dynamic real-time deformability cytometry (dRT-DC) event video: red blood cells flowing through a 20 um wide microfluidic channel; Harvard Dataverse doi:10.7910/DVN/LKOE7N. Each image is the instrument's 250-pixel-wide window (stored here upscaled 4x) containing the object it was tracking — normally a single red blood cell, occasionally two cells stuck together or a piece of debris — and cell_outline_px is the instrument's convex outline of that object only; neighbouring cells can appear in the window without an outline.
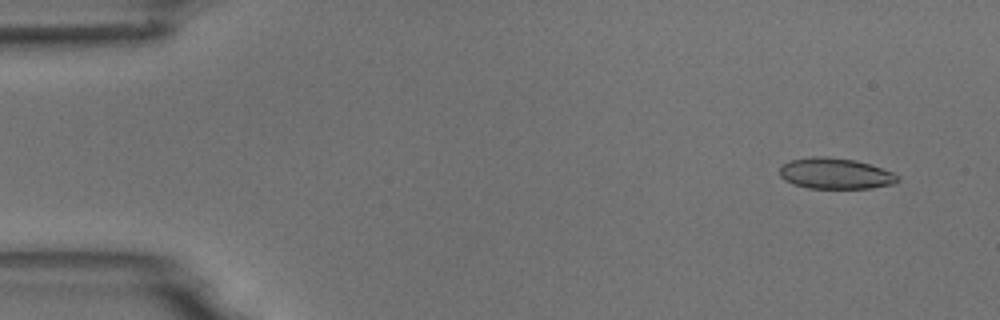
{"species": "common noctule bat (a hibernating species)", "species_latin": "Nyctalus noctula", "temperature_condition": "room temperature", "stored_images_in_passage": 5, "camera_frame_rate_fps": 3000, "um_per_image_px": 0.085, "animal": {"sex": "male", "body_mass_g": 18.8}, "frame": {"image": 1, "passage_image": 2, "time_ms": 1.0, "image_size_px": [1000, 320], "cell_outline_px": [[900, 180], [892, 184], [872, 188], [808, 188], [792, 184], [784, 180], [780, 176], [780, 168], [784, 164], [792, 160], [812, 156], [828, 156], [856, 160], [892, 172], [900, 176]], "centroid_in_image_um": [71.0, 14.75], "position_along_channel_um": 14.0, "area_um2": 21.27}}
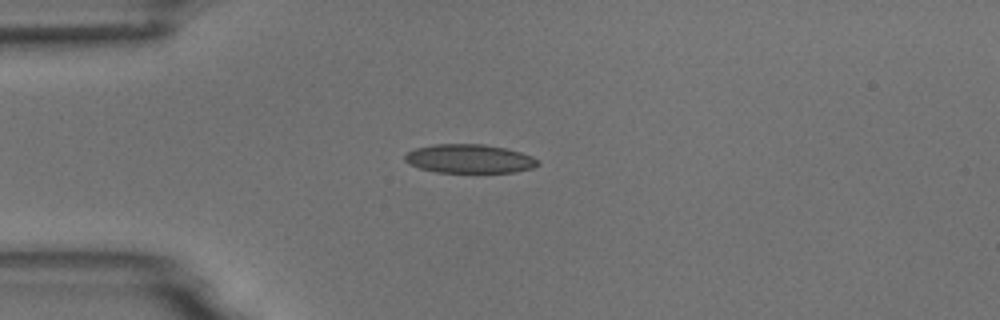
{"frame": {"image": 2, "passage_image": 5, "time_ms": 4.333, "image_size_px": [1000, 320], "cell_outline_px": [[540, 164], [532, 168], [512, 172], [436, 172], [420, 168], [404, 160], [404, 156], [408, 152], [416, 148], [432, 144], [484, 144], [504, 148], [520, 152], [532, 156]], "centroid_in_image_um": [39.89, 13.49], "position_along_channel_um": 45.1, "area_um2": 22.08}}